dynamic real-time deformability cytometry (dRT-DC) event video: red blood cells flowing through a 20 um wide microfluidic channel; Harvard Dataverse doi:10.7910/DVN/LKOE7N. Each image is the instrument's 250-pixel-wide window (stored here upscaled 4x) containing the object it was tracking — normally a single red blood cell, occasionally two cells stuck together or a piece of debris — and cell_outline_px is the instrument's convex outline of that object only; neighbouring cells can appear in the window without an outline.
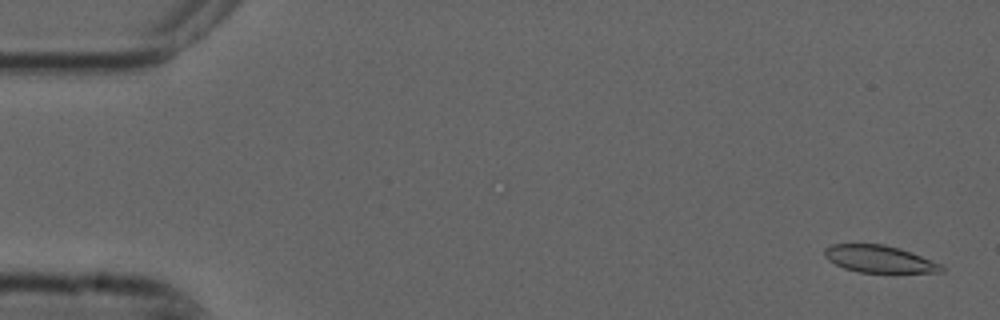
{"species": "common noctule bat (a hibernating species)", "species_latin": "Nyctalus noctula", "temperature_condition": "cold", "stored_images_in_passage": 4, "camera_frame_rate_fps": 3000, "um_per_image_px": 0.085, "animal": {"sex": "male", "forearm_length_mm": 52.5}, "frame": {"image": 1, "passage_image": 1, "time_ms": 0.0, "image_size_px": [1000, 320], "cell_outline_px": [[944, 272], [860, 272], [844, 268], [828, 260], [824, 256], [824, 248], [832, 244], [884, 244], [900, 248], [912, 252], [940, 264], [944, 268]], "centroid_in_image_um": [74.71, 22.0], "position_along_channel_um": 10.3, "area_um2": 18.38}}
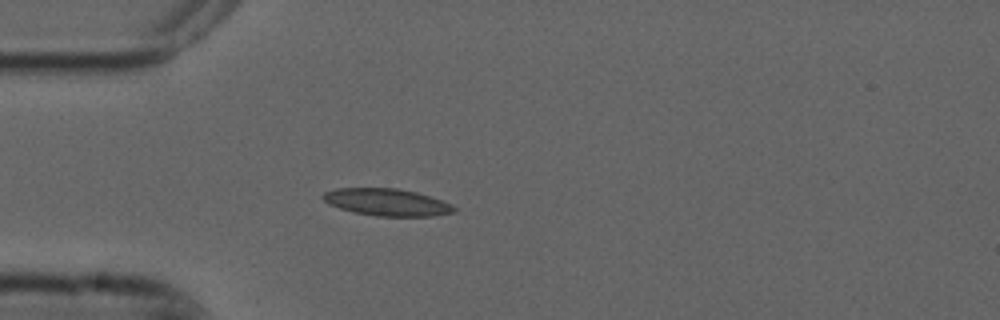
{"frame": {"image": 2, "passage_image": 4, "time_ms": 1.0, "image_size_px": [1000, 320], "cell_outline_px": [[456, 212], [432, 216], [376, 216], [352, 212], [328, 204], [320, 196], [324, 192], [336, 188], [396, 188], [416, 192], [452, 204], [456, 208]], "centroid_in_image_um": [32.86, 17.19], "position_along_channel_um": 52.1, "area_um2": 20.75}}